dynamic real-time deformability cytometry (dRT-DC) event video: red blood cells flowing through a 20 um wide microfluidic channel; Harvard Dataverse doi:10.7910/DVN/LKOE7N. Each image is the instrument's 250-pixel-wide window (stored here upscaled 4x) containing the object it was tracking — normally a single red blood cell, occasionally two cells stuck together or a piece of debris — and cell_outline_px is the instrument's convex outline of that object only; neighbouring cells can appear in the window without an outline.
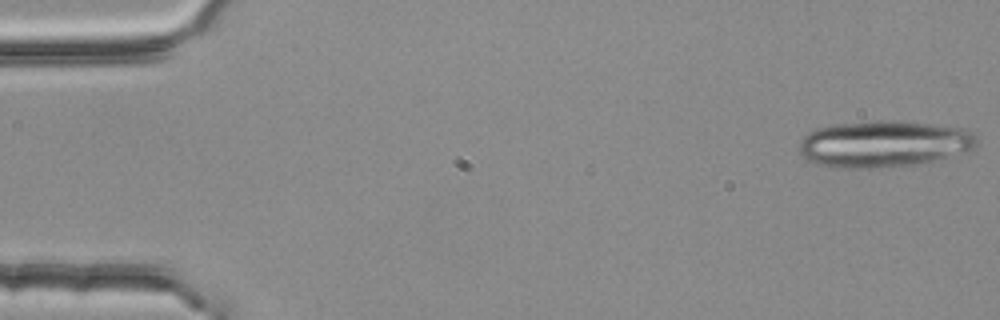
{"species": "common noctule bat (a hibernating species)", "species_latin": "Nyctalus noctula", "temperature_condition": "room temperature", "stored_images_in_passage": 5, "camera_frame_rate_fps": 3000, "um_per_image_px": 0.085, "animal": {"sex": "female", "body_mass_g": 25.1}, "frame": {"image": 1, "passage_image": 1, "time_ms": 0.0, "image_size_px": [1000, 320], "cell_outline_px": [[976, 148], [924, 164], [868, 168], [832, 168], [820, 164], [804, 156], [800, 152], [800, 140], [808, 132], [816, 128], [832, 124], [876, 120], [904, 120], [964, 128], [972, 132], [976, 140]], "centroid_in_image_um": [75.14, 12.21], "position_along_channel_um": 9.9, "area_um2": 48.61}}